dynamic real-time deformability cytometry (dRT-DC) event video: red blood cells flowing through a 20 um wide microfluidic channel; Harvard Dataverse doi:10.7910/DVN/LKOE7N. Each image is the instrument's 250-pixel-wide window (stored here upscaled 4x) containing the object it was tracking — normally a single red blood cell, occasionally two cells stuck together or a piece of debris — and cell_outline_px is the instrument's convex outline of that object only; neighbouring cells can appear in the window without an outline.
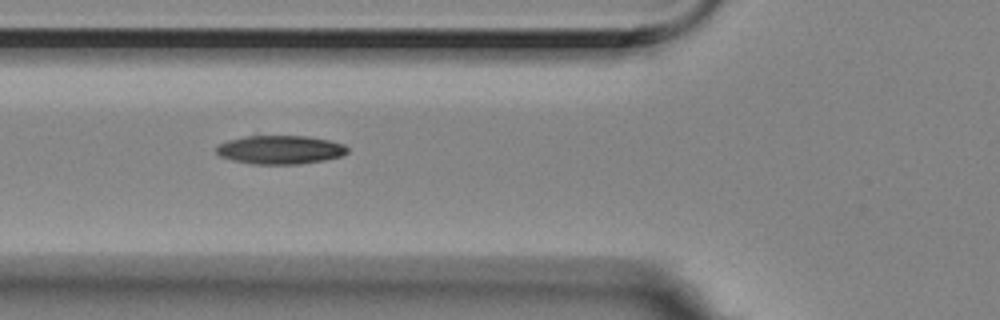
{"species": "Egyptian fruit bat (a non-hibernating species)", "species_latin": "Rousettus aegyptiacus", "temperature_condition": "room temperature", "stored_images_in_passage": 4, "camera_frame_rate_fps": 3000, "um_per_image_px": 0.085, "animal": {"sex": "female"}, "frame": {"image": 1, "passage_image": 3, "time_ms": 0.667, "image_size_px": [1000, 320], "cell_outline_px": [[348, 152], [340, 156], [324, 160], [300, 164], [252, 164], [232, 160], [220, 156], [216, 152], [216, 148], [220, 144], [228, 140], [256, 132], [308, 136], [328, 140], [344, 144], [348, 148]], "centroid_in_image_um": [23.77, 12.67], "position_along_channel_um": 102.0, "area_um2": 22.83}}
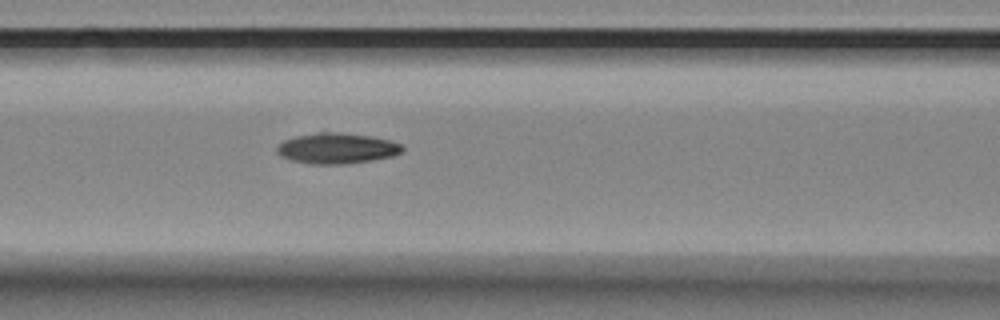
{"frame": {"image": 2, "passage_image": 4, "time_ms": 1.0, "image_size_px": [1000, 320], "cell_outline_px": [[404, 148], [400, 152], [392, 156], [372, 160], [344, 164], [308, 164], [292, 160], [280, 156], [276, 152], [276, 148], [284, 140], [296, 136], [320, 132], [336, 132], [372, 136], [388, 140], [400, 144]], "centroid_in_image_um": [28.6, 12.61], "position_along_channel_um": 138.0, "area_um2": 22.25}}